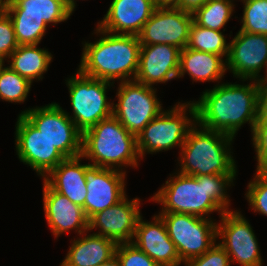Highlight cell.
I'll list each match as a JSON object with an SVG mask.
<instances>
[{
  "label": "cell",
  "mask_w": 267,
  "mask_h": 266,
  "mask_svg": "<svg viewBox=\"0 0 267 266\" xmlns=\"http://www.w3.org/2000/svg\"><path fill=\"white\" fill-rule=\"evenodd\" d=\"M79 235L73 240L60 266H97L115 256L117 243L96 234ZM82 236V237H81Z\"/></svg>",
  "instance_id": "obj_22"
},
{
  "label": "cell",
  "mask_w": 267,
  "mask_h": 266,
  "mask_svg": "<svg viewBox=\"0 0 267 266\" xmlns=\"http://www.w3.org/2000/svg\"><path fill=\"white\" fill-rule=\"evenodd\" d=\"M32 83L8 66L0 73V99L11 103L25 102Z\"/></svg>",
  "instance_id": "obj_28"
},
{
  "label": "cell",
  "mask_w": 267,
  "mask_h": 266,
  "mask_svg": "<svg viewBox=\"0 0 267 266\" xmlns=\"http://www.w3.org/2000/svg\"><path fill=\"white\" fill-rule=\"evenodd\" d=\"M195 123L196 108L193 101L178 102L171 110L162 111L136 136L140 158L143 159L147 153L168 151L176 146L181 148Z\"/></svg>",
  "instance_id": "obj_6"
},
{
  "label": "cell",
  "mask_w": 267,
  "mask_h": 266,
  "mask_svg": "<svg viewBox=\"0 0 267 266\" xmlns=\"http://www.w3.org/2000/svg\"><path fill=\"white\" fill-rule=\"evenodd\" d=\"M266 73V75H265V77L263 76V77H261L260 79H259V85H267V69H266V71H265Z\"/></svg>",
  "instance_id": "obj_41"
},
{
  "label": "cell",
  "mask_w": 267,
  "mask_h": 266,
  "mask_svg": "<svg viewBox=\"0 0 267 266\" xmlns=\"http://www.w3.org/2000/svg\"><path fill=\"white\" fill-rule=\"evenodd\" d=\"M243 4L240 30L267 35V0H246Z\"/></svg>",
  "instance_id": "obj_29"
},
{
  "label": "cell",
  "mask_w": 267,
  "mask_h": 266,
  "mask_svg": "<svg viewBox=\"0 0 267 266\" xmlns=\"http://www.w3.org/2000/svg\"><path fill=\"white\" fill-rule=\"evenodd\" d=\"M113 102V115L132 134L137 136L143 128L163 110L154 87L135 80L119 82Z\"/></svg>",
  "instance_id": "obj_9"
},
{
  "label": "cell",
  "mask_w": 267,
  "mask_h": 266,
  "mask_svg": "<svg viewBox=\"0 0 267 266\" xmlns=\"http://www.w3.org/2000/svg\"><path fill=\"white\" fill-rule=\"evenodd\" d=\"M115 255L121 266H159L132 242L117 244Z\"/></svg>",
  "instance_id": "obj_33"
},
{
  "label": "cell",
  "mask_w": 267,
  "mask_h": 266,
  "mask_svg": "<svg viewBox=\"0 0 267 266\" xmlns=\"http://www.w3.org/2000/svg\"><path fill=\"white\" fill-rule=\"evenodd\" d=\"M9 17L41 18L47 25L64 22L72 15L65 0H3Z\"/></svg>",
  "instance_id": "obj_24"
},
{
  "label": "cell",
  "mask_w": 267,
  "mask_h": 266,
  "mask_svg": "<svg viewBox=\"0 0 267 266\" xmlns=\"http://www.w3.org/2000/svg\"><path fill=\"white\" fill-rule=\"evenodd\" d=\"M4 67V62L0 61V73H1V69Z\"/></svg>",
  "instance_id": "obj_42"
},
{
  "label": "cell",
  "mask_w": 267,
  "mask_h": 266,
  "mask_svg": "<svg viewBox=\"0 0 267 266\" xmlns=\"http://www.w3.org/2000/svg\"><path fill=\"white\" fill-rule=\"evenodd\" d=\"M22 114L66 158L82 153V132L56 102L28 108Z\"/></svg>",
  "instance_id": "obj_10"
},
{
  "label": "cell",
  "mask_w": 267,
  "mask_h": 266,
  "mask_svg": "<svg viewBox=\"0 0 267 266\" xmlns=\"http://www.w3.org/2000/svg\"><path fill=\"white\" fill-rule=\"evenodd\" d=\"M187 48L220 55L222 58L229 54V43H227L223 32L197 25L194 21L190 27Z\"/></svg>",
  "instance_id": "obj_26"
},
{
  "label": "cell",
  "mask_w": 267,
  "mask_h": 266,
  "mask_svg": "<svg viewBox=\"0 0 267 266\" xmlns=\"http://www.w3.org/2000/svg\"><path fill=\"white\" fill-rule=\"evenodd\" d=\"M132 243L159 266H180L182 264L160 215L154 214L151 222L144 221L141 215Z\"/></svg>",
  "instance_id": "obj_19"
},
{
  "label": "cell",
  "mask_w": 267,
  "mask_h": 266,
  "mask_svg": "<svg viewBox=\"0 0 267 266\" xmlns=\"http://www.w3.org/2000/svg\"><path fill=\"white\" fill-rule=\"evenodd\" d=\"M252 135L253 147L256 152L258 171H267V118L258 115Z\"/></svg>",
  "instance_id": "obj_32"
},
{
  "label": "cell",
  "mask_w": 267,
  "mask_h": 266,
  "mask_svg": "<svg viewBox=\"0 0 267 266\" xmlns=\"http://www.w3.org/2000/svg\"><path fill=\"white\" fill-rule=\"evenodd\" d=\"M180 51L169 44L141 46L139 68L135 81L153 87L178 78Z\"/></svg>",
  "instance_id": "obj_17"
},
{
  "label": "cell",
  "mask_w": 267,
  "mask_h": 266,
  "mask_svg": "<svg viewBox=\"0 0 267 266\" xmlns=\"http://www.w3.org/2000/svg\"><path fill=\"white\" fill-rule=\"evenodd\" d=\"M185 266H230V258L227 252L215 243L203 255L195 257L184 263Z\"/></svg>",
  "instance_id": "obj_35"
},
{
  "label": "cell",
  "mask_w": 267,
  "mask_h": 266,
  "mask_svg": "<svg viewBox=\"0 0 267 266\" xmlns=\"http://www.w3.org/2000/svg\"><path fill=\"white\" fill-rule=\"evenodd\" d=\"M233 139L230 135L207 129L196 122L180 148L179 172L192 176L237 175L230 148Z\"/></svg>",
  "instance_id": "obj_4"
},
{
  "label": "cell",
  "mask_w": 267,
  "mask_h": 266,
  "mask_svg": "<svg viewBox=\"0 0 267 266\" xmlns=\"http://www.w3.org/2000/svg\"><path fill=\"white\" fill-rule=\"evenodd\" d=\"M3 0H0V10L2 9Z\"/></svg>",
  "instance_id": "obj_43"
},
{
  "label": "cell",
  "mask_w": 267,
  "mask_h": 266,
  "mask_svg": "<svg viewBox=\"0 0 267 266\" xmlns=\"http://www.w3.org/2000/svg\"><path fill=\"white\" fill-rule=\"evenodd\" d=\"M19 45L39 44L47 30V24L41 18L10 17Z\"/></svg>",
  "instance_id": "obj_30"
},
{
  "label": "cell",
  "mask_w": 267,
  "mask_h": 266,
  "mask_svg": "<svg viewBox=\"0 0 267 266\" xmlns=\"http://www.w3.org/2000/svg\"><path fill=\"white\" fill-rule=\"evenodd\" d=\"M157 6L176 7L180 0H154Z\"/></svg>",
  "instance_id": "obj_38"
},
{
  "label": "cell",
  "mask_w": 267,
  "mask_h": 266,
  "mask_svg": "<svg viewBox=\"0 0 267 266\" xmlns=\"http://www.w3.org/2000/svg\"><path fill=\"white\" fill-rule=\"evenodd\" d=\"M234 7L230 0H208L192 13L193 21L202 27L221 31L231 19Z\"/></svg>",
  "instance_id": "obj_27"
},
{
  "label": "cell",
  "mask_w": 267,
  "mask_h": 266,
  "mask_svg": "<svg viewBox=\"0 0 267 266\" xmlns=\"http://www.w3.org/2000/svg\"><path fill=\"white\" fill-rule=\"evenodd\" d=\"M97 266H121V263L119 261V259L117 258V256H113L110 260L101 263L100 265Z\"/></svg>",
  "instance_id": "obj_39"
},
{
  "label": "cell",
  "mask_w": 267,
  "mask_h": 266,
  "mask_svg": "<svg viewBox=\"0 0 267 266\" xmlns=\"http://www.w3.org/2000/svg\"><path fill=\"white\" fill-rule=\"evenodd\" d=\"M165 222L169 238L183 262L203 255L217 239V222L212 218L183 213H158Z\"/></svg>",
  "instance_id": "obj_8"
},
{
  "label": "cell",
  "mask_w": 267,
  "mask_h": 266,
  "mask_svg": "<svg viewBox=\"0 0 267 266\" xmlns=\"http://www.w3.org/2000/svg\"><path fill=\"white\" fill-rule=\"evenodd\" d=\"M267 69V35L239 30L229 43L226 70L242 81L258 80Z\"/></svg>",
  "instance_id": "obj_14"
},
{
  "label": "cell",
  "mask_w": 267,
  "mask_h": 266,
  "mask_svg": "<svg viewBox=\"0 0 267 266\" xmlns=\"http://www.w3.org/2000/svg\"><path fill=\"white\" fill-rule=\"evenodd\" d=\"M152 197L162 206L159 213H183L210 218L217 211L221 216L229 211L227 188L236 175L192 176L177 171Z\"/></svg>",
  "instance_id": "obj_2"
},
{
  "label": "cell",
  "mask_w": 267,
  "mask_h": 266,
  "mask_svg": "<svg viewBox=\"0 0 267 266\" xmlns=\"http://www.w3.org/2000/svg\"><path fill=\"white\" fill-rule=\"evenodd\" d=\"M126 171L90 165L85 171L87 196L84 212L90 219L97 212L115 205L126 196Z\"/></svg>",
  "instance_id": "obj_15"
},
{
  "label": "cell",
  "mask_w": 267,
  "mask_h": 266,
  "mask_svg": "<svg viewBox=\"0 0 267 266\" xmlns=\"http://www.w3.org/2000/svg\"><path fill=\"white\" fill-rule=\"evenodd\" d=\"M37 44L19 45L8 57L11 70L23 76L29 82L43 79V74L48 71L52 55L47 49L38 48ZM11 59V60H10Z\"/></svg>",
  "instance_id": "obj_25"
},
{
  "label": "cell",
  "mask_w": 267,
  "mask_h": 266,
  "mask_svg": "<svg viewBox=\"0 0 267 266\" xmlns=\"http://www.w3.org/2000/svg\"><path fill=\"white\" fill-rule=\"evenodd\" d=\"M217 223L218 244L227 252L230 262L241 266H263L257 237L241 211H225ZM222 241V242H221Z\"/></svg>",
  "instance_id": "obj_11"
},
{
  "label": "cell",
  "mask_w": 267,
  "mask_h": 266,
  "mask_svg": "<svg viewBox=\"0 0 267 266\" xmlns=\"http://www.w3.org/2000/svg\"><path fill=\"white\" fill-rule=\"evenodd\" d=\"M254 175L245 197L255 213L267 216V171L256 170Z\"/></svg>",
  "instance_id": "obj_31"
},
{
  "label": "cell",
  "mask_w": 267,
  "mask_h": 266,
  "mask_svg": "<svg viewBox=\"0 0 267 266\" xmlns=\"http://www.w3.org/2000/svg\"><path fill=\"white\" fill-rule=\"evenodd\" d=\"M226 71V60L220 55L187 47L180 51L178 78L188 73L196 82H218L222 80Z\"/></svg>",
  "instance_id": "obj_23"
},
{
  "label": "cell",
  "mask_w": 267,
  "mask_h": 266,
  "mask_svg": "<svg viewBox=\"0 0 267 266\" xmlns=\"http://www.w3.org/2000/svg\"><path fill=\"white\" fill-rule=\"evenodd\" d=\"M260 114L267 118V85H260Z\"/></svg>",
  "instance_id": "obj_37"
},
{
  "label": "cell",
  "mask_w": 267,
  "mask_h": 266,
  "mask_svg": "<svg viewBox=\"0 0 267 266\" xmlns=\"http://www.w3.org/2000/svg\"><path fill=\"white\" fill-rule=\"evenodd\" d=\"M208 0H180L176 6L184 11L193 13L196 9L202 7Z\"/></svg>",
  "instance_id": "obj_36"
},
{
  "label": "cell",
  "mask_w": 267,
  "mask_h": 266,
  "mask_svg": "<svg viewBox=\"0 0 267 266\" xmlns=\"http://www.w3.org/2000/svg\"><path fill=\"white\" fill-rule=\"evenodd\" d=\"M140 199L128 200L127 195L118 203L97 212L89 219V231L119 243L132 242L138 220L141 216Z\"/></svg>",
  "instance_id": "obj_16"
},
{
  "label": "cell",
  "mask_w": 267,
  "mask_h": 266,
  "mask_svg": "<svg viewBox=\"0 0 267 266\" xmlns=\"http://www.w3.org/2000/svg\"><path fill=\"white\" fill-rule=\"evenodd\" d=\"M43 203L48 226L56 238L70 230H75L79 235L89 232V219L84 209L52 189L45 181Z\"/></svg>",
  "instance_id": "obj_18"
},
{
  "label": "cell",
  "mask_w": 267,
  "mask_h": 266,
  "mask_svg": "<svg viewBox=\"0 0 267 266\" xmlns=\"http://www.w3.org/2000/svg\"><path fill=\"white\" fill-rule=\"evenodd\" d=\"M81 159H84L81 155L66 158L52 169L43 180L71 202L83 207L87 196L85 171L90 164H81Z\"/></svg>",
  "instance_id": "obj_21"
},
{
  "label": "cell",
  "mask_w": 267,
  "mask_h": 266,
  "mask_svg": "<svg viewBox=\"0 0 267 266\" xmlns=\"http://www.w3.org/2000/svg\"><path fill=\"white\" fill-rule=\"evenodd\" d=\"M65 81L73 114L66 113L82 133L113 114V103L106 96L107 89L114 86L112 82L85 76L78 70Z\"/></svg>",
  "instance_id": "obj_7"
},
{
  "label": "cell",
  "mask_w": 267,
  "mask_h": 266,
  "mask_svg": "<svg viewBox=\"0 0 267 266\" xmlns=\"http://www.w3.org/2000/svg\"><path fill=\"white\" fill-rule=\"evenodd\" d=\"M68 8L73 12L76 7V1L75 0H65Z\"/></svg>",
  "instance_id": "obj_40"
},
{
  "label": "cell",
  "mask_w": 267,
  "mask_h": 266,
  "mask_svg": "<svg viewBox=\"0 0 267 266\" xmlns=\"http://www.w3.org/2000/svg\"><path fill=\"white\" fill-rule=\"evenodd\" d=\"M19 46L11 18L8 14L0 10V61L8 60L7 58Z\"/></svg>",
  "instance_id": "obj_34"
},
{
  "label": "cell",
  "mask_w": 267,
  "mask_h": 266,
  "mask_svg": "<svg viewBox=\"0 0 267 266\" xmlns=\"http://www.w3.org/2000/svg\"><path fill=\"white\" fill-rule=\"evenodd\" d=\"M15 128V149L18 159L44 178L66 157L61 154L22 114Z\"/></svg>",
  "instance_id": "obj_13"
},
{
  "label": "cell",
  "mask_w": 267,
  "mask_h": 266,
  "mask_svg": "<svg viewBox=\"0 0 267 266\" xmlns=\"http://www.w3.org/2000/svg\"><path fill=\"white\" fill-rule=\"evenodd\" d=\"M81 156L90 165L123 171L122 167H138L140 156L136 136L112 114L82 133Z\"/></svg>",
  "instance_id": "obj_5"
},
{
  "label": "cell",
  "mask_w": 267,
  "mask_h": 266,
  "mask_svg": "<svg viewBox=\"0 0 267 266\" xmlns=\"http://www.w3.org/2000/svg\"><path fill=\"white\" fill-rule=\"evenodd\" d=\"M249 84L221 83L205 90L196 108V122L207 129L236 136L243 124L253 131L260 114V85L250 79Z\"/></svg>",
  "instance_id": "obj_1"
},
{
  "label": "cell",
  "mask_w": 267,
  "mask_h": 266,
  "mask_svg": "<svg viewBox=\"0 0 267 266\" xmlns=\"http://www.w3.org/2000/svg\"><path fill=\"white\" fill-rule=\"evenodd\" d=\"M94 31L97 36H101L94 43L83 44L81 63L77 70L85 76L112 81L113 84L116 79L120 82L134 80L141 50L138 36L112 34L98 27Z\"/></svg>",
  "instance_id": "obj_3"
},
{
  "label": "cell",
  "mask_w": 267,
  "mask_h": 266,
  "mask_svg": "<svg viewBox=\"0 0 267 266\" xmlns=\"http://www.w3.org/2000/svg\"><path fill=\"white\" fill-rule=\"evenodd\" d=\"M156 8L154 0H112L97 26L112 34L138 35Z\"/></svg>",
  "instance_id": "obj_20"
},
{
  "label": "cell",
  "mask_w": 267,
  "mask_h": 266,
  "mask_svg": "<svg viewBox=\"0 0 267 266\" xmlns=\"http://www.w3.org/2000/svg\"><path fill=\"white\" fill-rule=\"evenodd\" d=\"M193 15L178 7L157 6L137 35L141 46L169 44L187 47Z\"/></svg>",
  "instance_id": "obj_12"
}]
</instances>
